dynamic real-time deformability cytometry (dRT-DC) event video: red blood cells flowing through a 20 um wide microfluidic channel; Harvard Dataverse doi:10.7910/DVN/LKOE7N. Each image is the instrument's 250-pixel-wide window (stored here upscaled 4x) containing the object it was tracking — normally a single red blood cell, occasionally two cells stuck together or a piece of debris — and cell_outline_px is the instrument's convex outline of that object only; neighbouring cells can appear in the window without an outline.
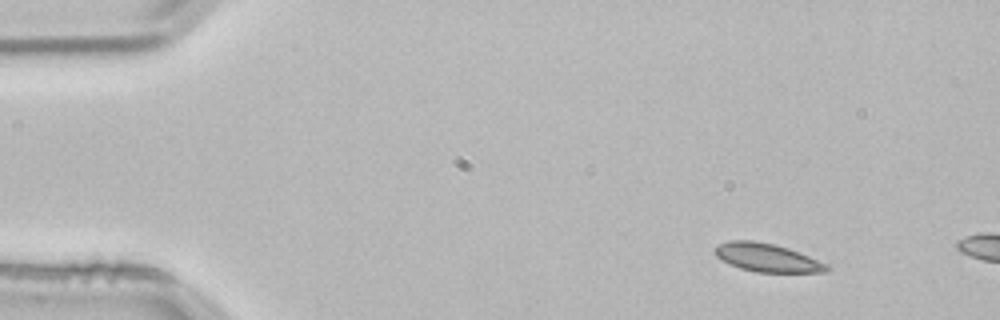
{"species": "common noctule bat (a hibernating species)", "species_latin": "Nyctalus noctula", "temperature_condition": "room temperature", "stored_images_in_passage": 2, "camera_frame_rate_fps": 3000, "um_per_image_px": 0.085, "animal": {"sex": "male", "body_mass_g": 21.5, "forearm_length_mm": 52.0}, "frame": {"image": 1, "passage_image": 1, "time_ms": 0.0, "image_size_px": [1000, 320], "cell_outline_px": [[828, 268], [824, 272], [756, 272], [740, 268], [728, 264], [716, 256], [712, 252], [712, 248], [728, 240], [752, 240], [776, 244], [800, 252], [828, 264]], "centroid_in_image_um": [65.14, 21.88], "position_along_channel_um": 19.9, "area_um2": 18.61}}